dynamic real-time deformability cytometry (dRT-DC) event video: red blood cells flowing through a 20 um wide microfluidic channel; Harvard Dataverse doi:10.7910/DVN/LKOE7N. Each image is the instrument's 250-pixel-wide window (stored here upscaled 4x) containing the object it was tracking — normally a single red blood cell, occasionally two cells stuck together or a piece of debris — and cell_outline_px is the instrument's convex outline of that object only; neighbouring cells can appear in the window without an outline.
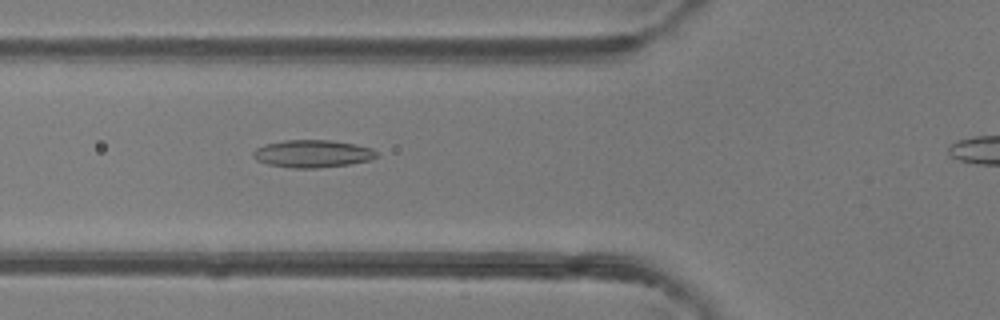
{"species": "common noctule bat (a hibernating species)", "species_latin": "Nyctalus noctula", "temperature_condition": "room temperature", "stored_images_in_passage": 3, "camera_frame_rate_fps": 3000, "um_per_image_px": 0.085, "animal": {"sex": "female"}, "frame": {"image": 1, "passage_image": 2, "time_ms": 0.333, "image_size_px": [1000, 320], "cell_outline_px": [[380, 156], [372, 160], [352, 164], [316, 168], [296, 168], [268, 164], [256, 160], [252, 156], [252, 152], [256, 148], [264, 144], [284, 140], [332, 140], [356, 144], [372, 148]], "centroid_in_image_um": [26.6, 13.06], "position_along_channel_um": 99.2, "area_um2": 20.06}}